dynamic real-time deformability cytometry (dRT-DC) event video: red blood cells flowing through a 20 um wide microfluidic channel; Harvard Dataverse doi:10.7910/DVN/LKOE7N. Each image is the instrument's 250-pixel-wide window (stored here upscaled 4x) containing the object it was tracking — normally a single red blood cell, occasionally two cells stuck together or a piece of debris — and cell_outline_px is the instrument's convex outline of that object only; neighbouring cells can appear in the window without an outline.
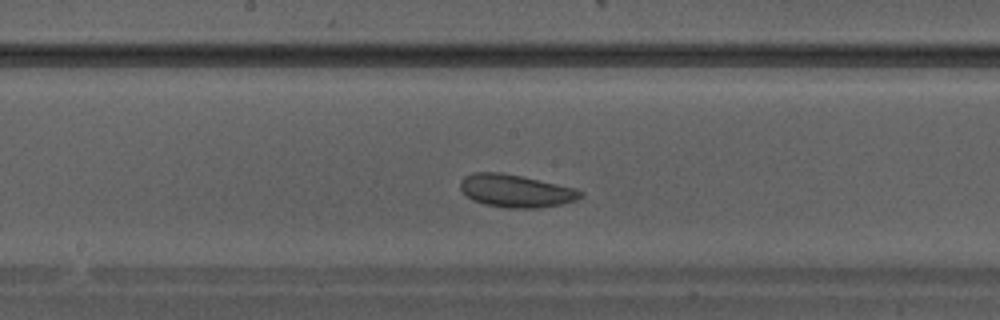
{"species": "Egyptian fruit bat (a non-hibernating species)", "species_latin": "Rousettus aegyptiacus", "temperature_condition": "warm", "stored_images_in_passage": 30, "camera_frame_rate_fps": 3000, "um_per_image_px": 0.085, "animal": {"sex": "male"}, "frame": {"image": 1, "passage_image": 13, "time_ms": 4.0, "image_size_px": [1000, 320], "cell_outline_px": [[584, 196], [576, 200], [560, 204], [540, 208], [504, 208], [484, 204], [472, 200], [460, 188], [460, 180], [464, 176], [476, 172], [500, 172], [520, 176], [576, 188], [584, 192]], "centroid_in_image_um": [43.85, 16.23], "position_along_channel_um": 204.3, "area_um2": 22.95}}